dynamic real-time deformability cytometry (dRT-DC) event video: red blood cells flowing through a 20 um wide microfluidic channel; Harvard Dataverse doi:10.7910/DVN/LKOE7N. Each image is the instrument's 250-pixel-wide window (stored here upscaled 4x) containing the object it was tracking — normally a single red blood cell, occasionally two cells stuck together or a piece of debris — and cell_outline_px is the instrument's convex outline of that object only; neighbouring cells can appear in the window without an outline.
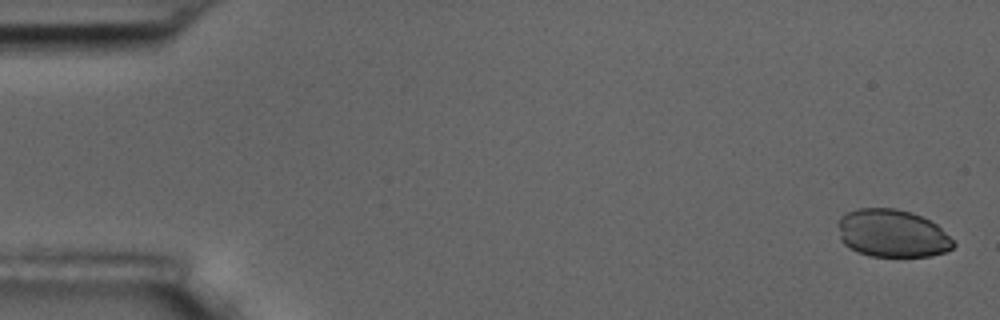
{"species": "common noctule bat (a hibernating species)", "species_latin": "Nyctalus noctula", "temperature_condition": "room temperature", "stored_images_in_passage": 6, "segment_of_instrument_passage": [2, 2], "camera_frame_rate_fps": 3000, "um_per_image_px": 0.085, "animal": {"sex": "male", "body_mass_g": 17.5, "forearm_length_mm": 52.3}, "frame": {"image": 1, "passage_image": 6, "time_ms": 6.667, "image_size_px": [1000, 320], "cell_outline_px": [[956, 244], [952, 248], [944, 252], [932, 256], [868, 256], [856, 252], [848, 248], [840, 240], [836, 224], [836, 220], [844, 212], [856, 208], [896, 208], [912, 212], [936, 224]], "centroid_in_image_um": [75.75, 19.83], "position_along_channel_um": 9.3, "area_um2": 32.54}}